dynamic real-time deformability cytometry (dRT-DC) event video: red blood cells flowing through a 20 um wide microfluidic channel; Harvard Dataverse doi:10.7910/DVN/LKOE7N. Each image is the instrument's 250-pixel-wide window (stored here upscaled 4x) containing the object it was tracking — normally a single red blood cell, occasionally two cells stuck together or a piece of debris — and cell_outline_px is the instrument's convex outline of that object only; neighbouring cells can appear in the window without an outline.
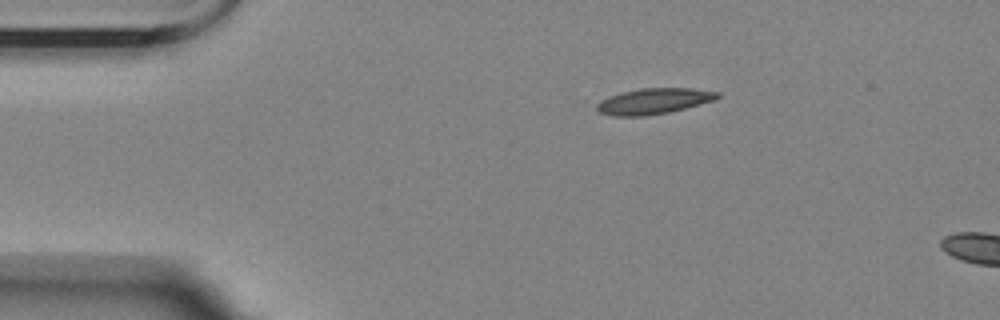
{"species": "Egyptian fruit bat (a non-hibernating species)", "species_latin": "Rousettus aegyptiacus", "temperature_condition": "room temperature", "stored_images_in_passage": 3, "camera_frame_rate_fps": 3000, "um_per_image_px": 0.085, "animal": {"sex": "female"}, "frame": {"image": 1, "passage_image": 1, "time_ms": 0.0, "image_size_px": [1000, 320], "cell_outline_px": [[720, 96], [716, 100], [668, 112], [644, 116], [612, 116], [600, 112], [596, 108], [596, 104], [612, 96], [624, 92], [640, 88], [692, 88], [720, 92]], "centroid_in_image_um": [55.63, 8.6], "position_along_channel_um": 29.4, "area_um2": 17.86}}